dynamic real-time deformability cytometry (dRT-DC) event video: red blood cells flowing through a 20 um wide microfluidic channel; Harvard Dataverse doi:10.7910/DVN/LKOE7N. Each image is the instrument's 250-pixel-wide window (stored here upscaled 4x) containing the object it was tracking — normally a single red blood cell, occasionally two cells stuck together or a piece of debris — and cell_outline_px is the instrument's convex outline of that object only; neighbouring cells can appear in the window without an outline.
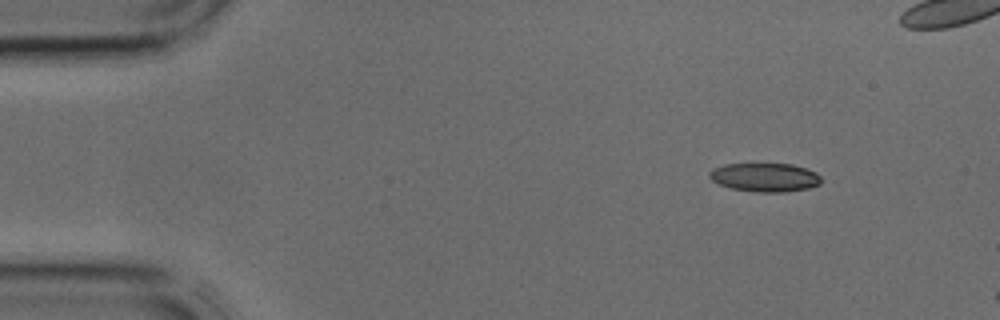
{"species": "common noctule bat (a hibernating species)", "species_latin": "Nyctalus noctula", "temperature_condition": "cold", "stored_images_in_passage": 4, "camera_frame_rate_fps": 3000, "um_per_image_px": 0.085, "animal": {"sex": "male", "body_mass_g": 17.9, "forearm_length_mm": 54.2}, "frame": {"image": 1, "passage_image": 1, "time_ms": 0.0, "image_size_px": [1000, 320], "cell_outline_px": [[820, 184], [808, 188], [784, 192], [756, 192], [732, 188], [720, 184], [712, 180], [708, 176], [708, 172], [712, 168], [724, 164], [792, 164], [816, 172], [820, 176]], "centroid_in_image_um": [64.99, 15.07], "position_along_channel_um": 20.0, "area_um2": 18.61}}